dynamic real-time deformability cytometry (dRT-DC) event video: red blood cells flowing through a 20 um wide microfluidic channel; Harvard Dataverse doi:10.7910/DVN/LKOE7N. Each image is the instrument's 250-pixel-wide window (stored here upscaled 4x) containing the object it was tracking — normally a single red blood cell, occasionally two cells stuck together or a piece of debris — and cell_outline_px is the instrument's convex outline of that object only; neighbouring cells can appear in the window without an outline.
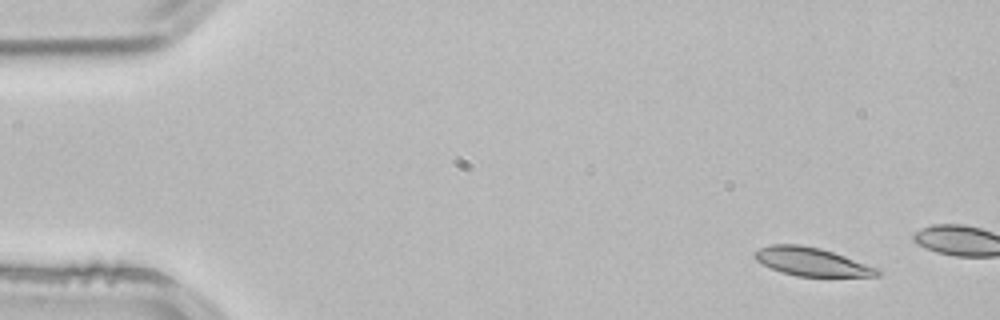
{"species": "common noctule bat (a hibernating species)", "species_latin": "Nyctalus noctula", "temperature_condition": "room temperature", "stored_images_in_passage": 3, "camera_frame_rate_fps": 3000, "um_per_image_px": 0.085, "animal": {"sex": "male", "body_mass_g": 21.5, "forearm_length_mm": 52.0}, "frame": {"image": 1, "passage_image": 1, "time_ms": 0.0, "image_size_px": [1000, 320], "cell_outline_px": [[880, 276], [796, 276], [780, 272], [756, 260], [752, 256], [760, 248], [768, 244], [800, 244], [820, 248], [880, 268]], "centroid_in_image_um": [68.99, 22.24], "position_along_channel_um": 16.0, "area_um2": 20.17}}